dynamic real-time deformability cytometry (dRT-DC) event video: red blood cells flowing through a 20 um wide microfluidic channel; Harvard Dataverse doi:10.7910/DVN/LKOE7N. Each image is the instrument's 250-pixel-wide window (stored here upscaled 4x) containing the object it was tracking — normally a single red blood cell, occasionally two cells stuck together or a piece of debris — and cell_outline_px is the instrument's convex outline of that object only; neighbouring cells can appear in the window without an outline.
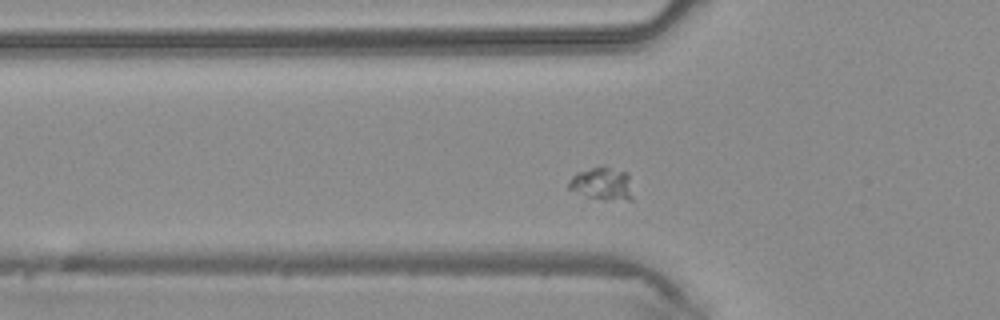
{"species": "common noctule bat (a hibernating species)", "species_latin": "Nyctalus noctula", "temperature_condition": "warm", "stored_images_in_passage": 39, "camera_frame_rate_fps": 3000, "um_per_image_px": 0.085, "animal": {"sex": "male", "body_mass_g": 20.4}, "frame": {"image": 1, "passage_image": 9, "time_ms": 2.667, "image_size_px": [1000, 320], "cell_outline_px": [[632, 200], [600, 200], [588, 196], [568, 188], [568, 184], [572, 176], [576, 172], [604, 164], [628, 172], [632, 196]], "centroid_in_image_um": [51.21, 15.58], "position_along_channel_um": 74.6, "area_um2": 12.48}}
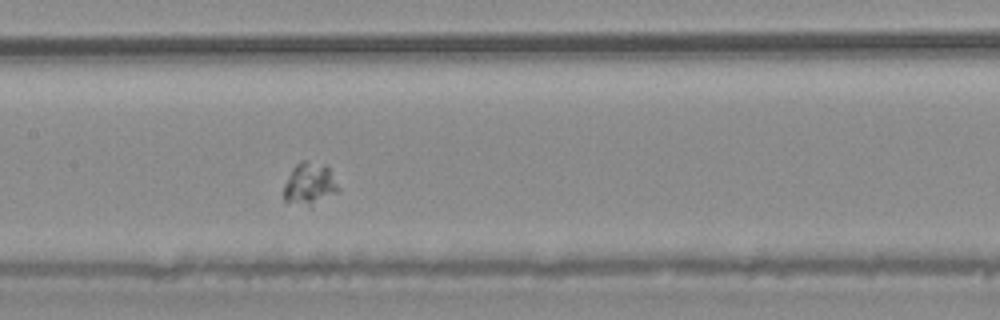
{"frame": {"image": 2, "passage_image": 16, "time_ms": 5.0, "image_size_px": [1000, 320], "cell_outline_px": [[340, 188], [336, 192], [308, 204], [284, 200], [284, 184], [292, 168], [300, 160], [304, 160], [324, 164], [328, 168]], "centroid_in_image_um": [26.29, 15.54], "position_along_channel_um": 181.1, "area_um2": 12.66}}
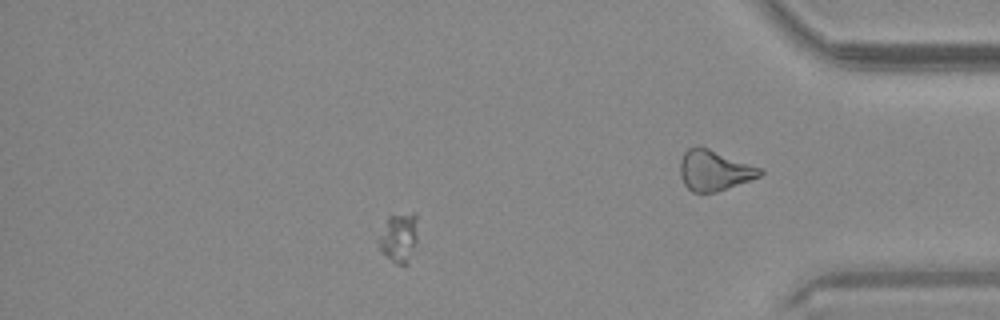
{"frame": {"image": 3, "passage_image": 33, "time_ms": 10.667, "image_size_px": [1000, 320], "cell_outline_px": [[416, 240], [408, 264], [396, 264], [380, 252], [376, 240], [388, 216], [416, 212]], "centroid_in_image_um": [33.85, 20.2], "position_along_channel_um": 401.3, "area_um2": 11.33}}